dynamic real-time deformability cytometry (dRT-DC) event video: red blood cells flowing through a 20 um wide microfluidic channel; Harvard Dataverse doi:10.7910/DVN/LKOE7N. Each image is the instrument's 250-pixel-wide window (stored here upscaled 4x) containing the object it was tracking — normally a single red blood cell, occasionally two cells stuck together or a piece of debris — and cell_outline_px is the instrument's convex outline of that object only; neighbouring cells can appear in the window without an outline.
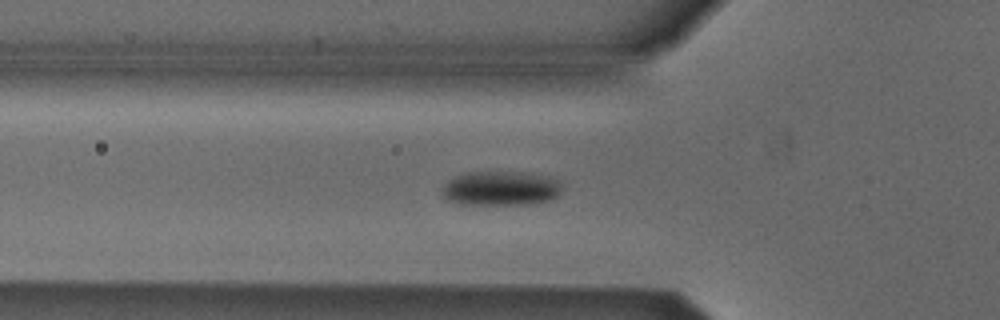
{"species": "Egyptian fruit bat (a non-hibernating species)", "species_latin": "Rousettus aegyptiacus", "temperature_condition": "cold", "stored_images_in_passage": 47, "camera_frame_rate_fps": 3000, "um_per_image_px": 0.085, "animal": {"sex": "male"}, "frame": {"image": 1, "passage_image": 11, "time_ms": 3.333, "image_size_px": [1000, 320], "cell_outline_px": [[564, 188], [552, 200], [524, 204], [456, 204], [444, 200], [440, 192], [440, 188], [448, 180], [456, 176], [468, 172], [516, 172], [548, 176], [560, 180]], "centroid_in_image_um": [42.52, 16.02], "position_along_channel_um": 83.3, "area_um2": 24.45}}
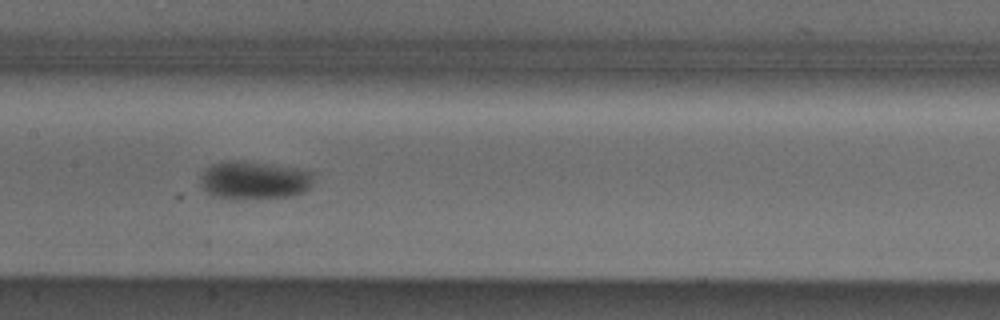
{"frame": {"image": 2, "passage_image": 19, "time_ms": 6.0, "image_size_px": [1000, 320], "cell_outline_px": [[316, 172], [312, 184], [304, 192], [292, 196], [212, 196], [200, 184], [200, 176], [212, 164], [228, 160], [236, 160], [296, 168]], "centroid_in_image_um": [21.66, 15.27], "position_along_channel_um": 185.7, "area_um2": 24.22}}
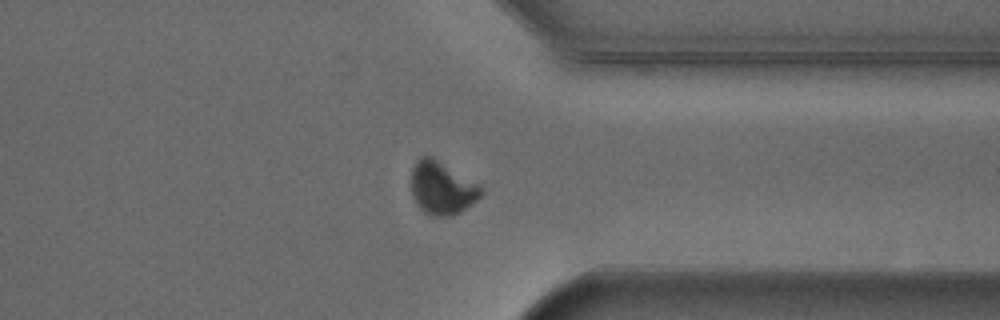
{"frame": {"image": 3, "passage_image": 34, "time_ms": 11.0, "image_size_px": [1000, 320], "cell_outline_px": [[484, 192], [472, 204], [460, 212], [452, 216], [428, 216], [416, 204], [412, 196], [412, 168], [416, 160], [420, 156], [432, 156], [480, 184], [484, 188]], "centroid_in_image_um": [37.58, 15.98], "position_along_channel_um": 373.8, "area_um2": 21.85}}